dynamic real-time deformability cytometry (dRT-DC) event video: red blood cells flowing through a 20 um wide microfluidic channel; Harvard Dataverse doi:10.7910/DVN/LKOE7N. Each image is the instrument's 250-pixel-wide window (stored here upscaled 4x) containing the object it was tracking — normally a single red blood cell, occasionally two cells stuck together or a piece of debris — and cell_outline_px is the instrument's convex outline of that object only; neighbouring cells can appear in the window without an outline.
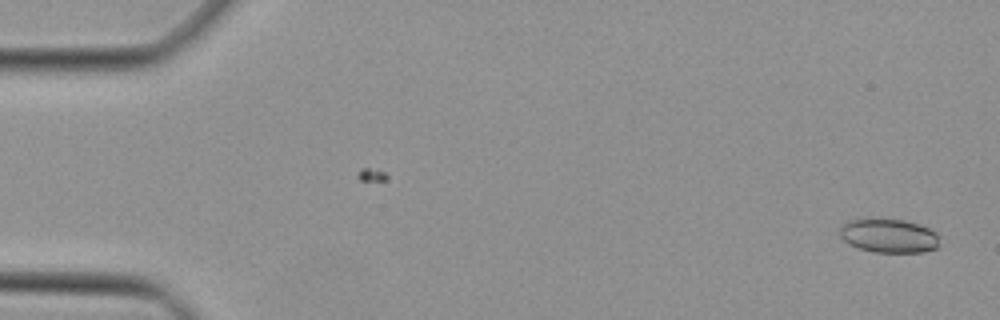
{"species": "Egyptian fruit bat (a non-hibernating species)", "species_latin": "Rousettus aegyptiacus", "temperature_condition": "cold", "stored_images_in_passage": 43, "camera_frame_rate_fps": 3000, "um_per_image_px": 0.085, "animal": {"sex": "female"}, "frame": {"image": 1, "passage_image": 1, "time_ms": 0.0, "image_size_px": [1000, 320], "cell_outline_px": [[936, 248], [924, 252], [876, 252], [860, 248], [848, 244], [840, 236], [840, 224], [848, 220], [904, 220], [928, 228], [936, 232]], "centroid_in_image_um": [75.5, 20.05], "position_along_channel_um": 9.5, "area_um2": 19.19}}